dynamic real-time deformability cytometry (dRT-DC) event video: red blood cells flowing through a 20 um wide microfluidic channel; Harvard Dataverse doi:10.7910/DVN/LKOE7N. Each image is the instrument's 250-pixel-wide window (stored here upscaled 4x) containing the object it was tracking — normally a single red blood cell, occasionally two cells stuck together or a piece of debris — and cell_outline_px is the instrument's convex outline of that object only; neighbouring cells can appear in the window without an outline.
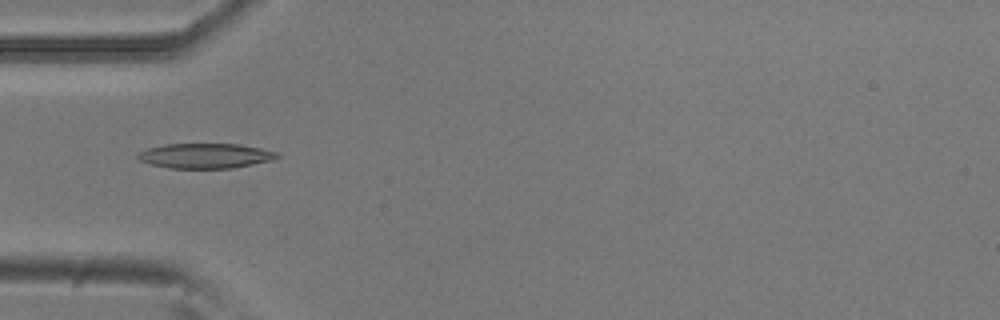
{"species": "common noctule bat (a hibernating species)", "species_latin": "Nyctalus noctula", "temperature_condition": "room temperature", "stored_images_in_passage": 53, "camera_frame_rate_fps": 3000, "um_per_image_px": 0.085, "animal": {"sex": "male", "body_mass_g": 20.5, "forearm_length_mm": 52.5}, "frame": {"image": 1, "passage_image": 16, "time_ms": 5.0, "image_size_px": [1000, 320], "cell_outline_px": [[280, 156], [272, 160], [232, 168], [168, 168], [152, 164], [140, 160], [136, 156], [136, 152], [148, 148], [164, 144], [240, 144], [280, 152]], "centroid_in_image_um": [17.45, 13.23], "position_along_channel_um": 67.5, "area_um2": 20.29}}
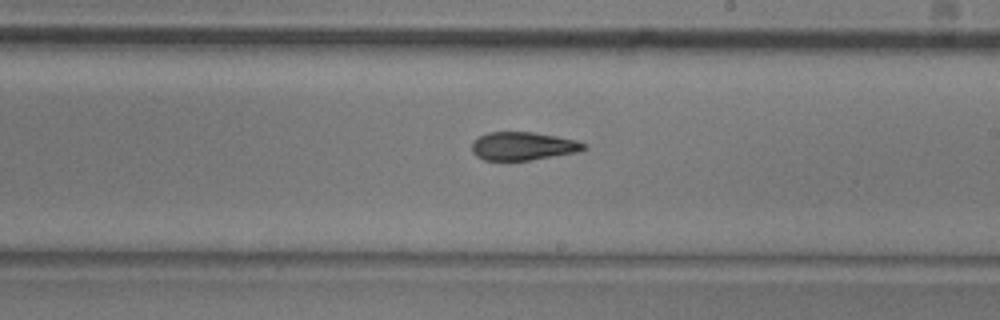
{"frame": {"image": 2, "passage_image": 30, "time_ms": 9.667, "image_size_px": [1000, 320], "cell_outline_px": [[588, 148], [580, 152], [532, 160], [484, 160], [476, 156], [472, 152], [472, 140], [488, 132], [532, 132], [556, 136], [576, 140], [588, 144]], "centroid_in_image_um": [44.49, 12.42], "position_along_channel_um": 244.5, "area_um2": 18.67}}
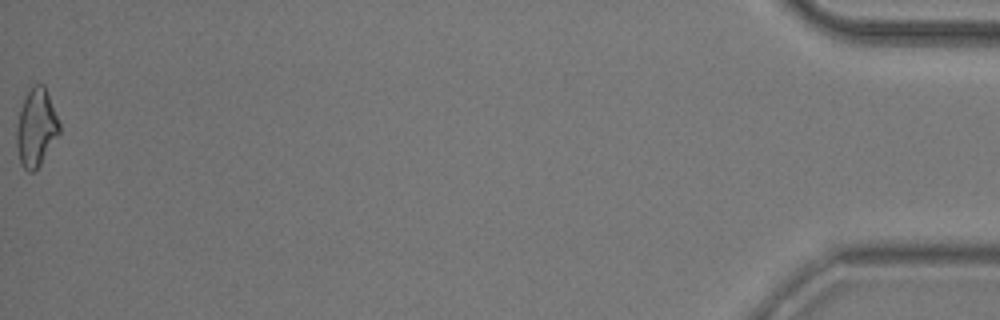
{"frame": {"image": 3, "passage_image": 53, "time_ms": 17.333, "image_size_px": [1000, 320], "cell_outline_px": [[60, 132], [40, 164], [32, 172], [28, 172], [20, 164], [16, 148], [16, 124], [24, 100], [28, 92], [36, 84], [44, 84], [48, 92], [60, 124]], "centroid_in_image_um": [3.06, 10.87], "position_along_channel_um": 432.1, "area_um2": 19.19}, "authors_computed_cell_mechanics": {"area_um2": 19.1318, "velocity_mm_per_s": 3.7716, "shape_relaxation_time_tau1_ms": 4.5958, "shape_relaxation_time_tau2_ms": 3.7427, "deformation_change_tau1": 0.1522, "deformation_change_tau2": 0.1128}}